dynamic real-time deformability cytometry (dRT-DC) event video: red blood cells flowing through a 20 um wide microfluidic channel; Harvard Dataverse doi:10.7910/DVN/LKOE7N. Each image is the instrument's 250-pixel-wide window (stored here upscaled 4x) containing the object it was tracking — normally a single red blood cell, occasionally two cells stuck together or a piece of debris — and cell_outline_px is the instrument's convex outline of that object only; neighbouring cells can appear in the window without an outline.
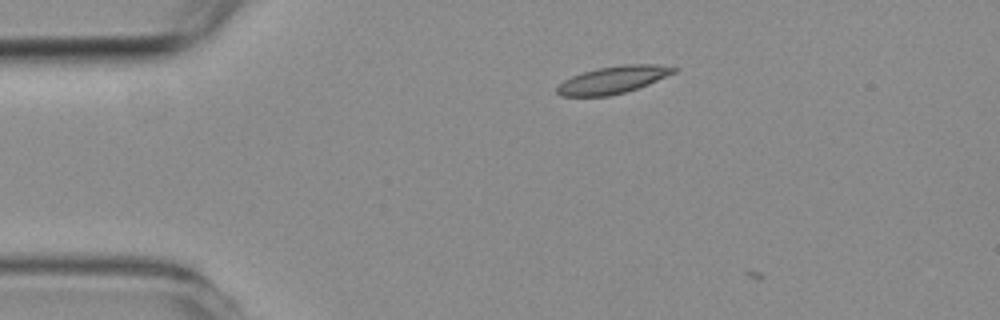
{"species": "common noctule bat (a hibernating species)", "species_latin": "Nyctalus noctula", "temperature_condition": "room temperature", "stored_images_in_passage": 2, "camera_frame_rate_fps": 3000, "um_per_image_px": 0.085, "animal": {"sex": "female", "body_mass_g": 19.3, "forearm_length_mm": 54.1}, "frame": {"image": 1, "passage_image": 1, "time_ms": 0.0, "image_size_px": [1000, 320], "cell_outline_px": [[676, 72], [648, 84], [624, 92], [608, 96], [560, 96], [556, 92], [556, 88], [564, 80], [572, 76], [596, 68], [620, 64], [656, 64], [676, 68]], "centroid_in_image_um": [52.08, 6.78], "position_along_channel_um": 32.9, "area_um2": 18.44}}